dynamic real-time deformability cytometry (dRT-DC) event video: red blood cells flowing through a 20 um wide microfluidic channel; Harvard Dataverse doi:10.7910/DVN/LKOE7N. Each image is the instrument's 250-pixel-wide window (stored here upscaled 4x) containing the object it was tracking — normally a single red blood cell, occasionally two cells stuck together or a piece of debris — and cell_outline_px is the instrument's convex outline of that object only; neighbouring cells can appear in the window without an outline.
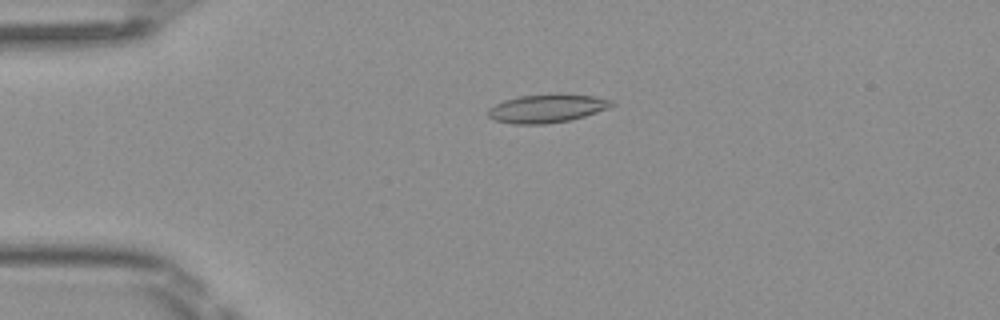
{"species": "Egyptian fruit bat (a non-hibernating species)", "species_latin": "Rousettus aegyptiacus", "temperature_condition": "room temperature", "stored_images_in_passage": 50, "camera_frame_rate_fps": 3000, "um_per_image_px": 0.085, "frame": {"image": 1, "passage_image": 12, "time_ms": 3.667, "image_size_px": [1000, 320], "cell_outline_px": [[616, 104], [596, 112], [572, 120], [544, 124], [512, 124], [496, 120], [488, 116], [488, 108], [504, 100], [520, 96], [596, 96], [612, 100]], "centroid_in_image_um": [46.46, 9.25], "position_along_channel_um": 38.5, "area_um2": 19.65}}
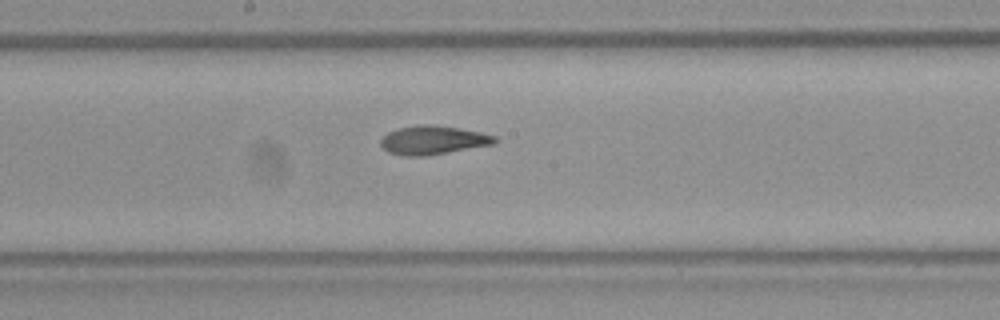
{"frame": {"image": 2, "passage_image": 27, "time_ms": 8.667, "image_size_px": [1000, 320], "cell_outline_px": [[500, 140], [496, 144], [424, 156], [408, 156], [388, 152], [380, 144], [380, 140], [388, 132], [396, 128], [420, 124], [436, 124], [460, 128], [480, 132], [496, 136]], "centroid_in_image_um": [36.84, 11.89], "position_along_channel_um": 211.4, "area_um2": 19.31}}
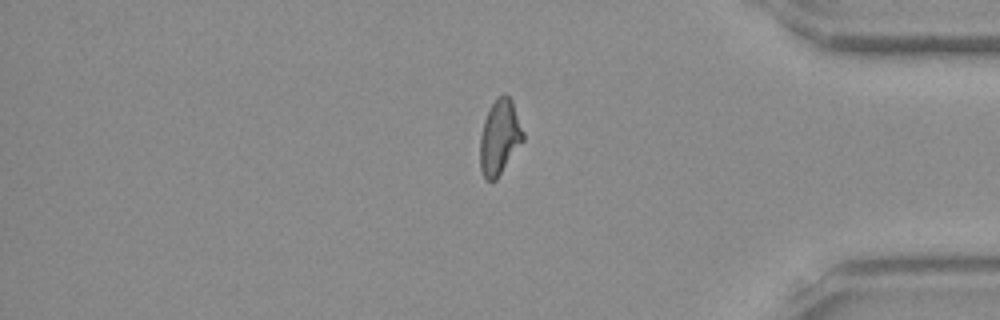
{"frame": {"image": 3, "passage_image": 42, "time_ms": 13.667, "image_size_px": [1000, 320], "cell_outline_px": [[524, 140], [496, 180], [492, 184], [484, 180], [480, 168], [480, 136], [484, 120], [492, 104], [504, 92], [512, 100], [524, 132]], "centroid_in_image_um": [42.46, 11.72], "position_along_channel_um": 392.7, "area_um2": 18.9}, "authors_computed_cell_mechanics": {"area_um2": 19.2763, "velocity_mm_per_s": 4.1065, "shape_relaxation_time_tau1_ms": null, "shape_relaxation_time_tau2_ms": 2.1016, "deformation_change_tau1": null, "deformation_change_tau2": 0.0891}}